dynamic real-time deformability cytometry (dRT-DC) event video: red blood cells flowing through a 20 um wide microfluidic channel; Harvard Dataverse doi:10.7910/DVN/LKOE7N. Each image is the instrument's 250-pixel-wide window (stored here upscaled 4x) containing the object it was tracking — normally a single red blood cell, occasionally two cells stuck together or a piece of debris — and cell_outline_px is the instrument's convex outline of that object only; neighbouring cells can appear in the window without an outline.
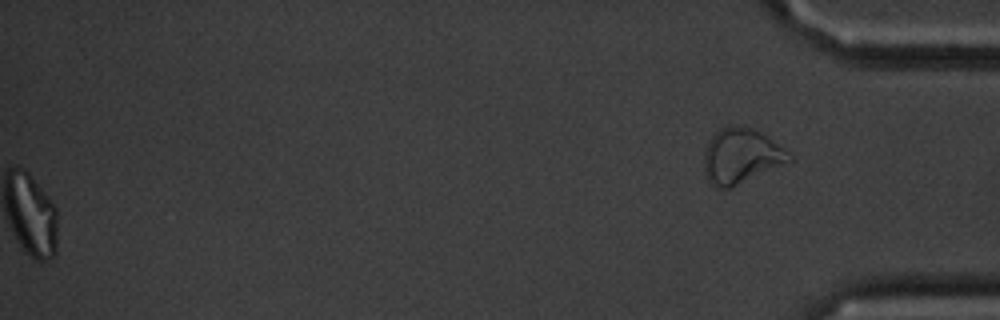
{"species": "common noctule bat (a hibernating species)", "species_latin": "Nyctalus noctula", "temperature_condition": "cold", "stored_images_in_passage": 61, "segment_of_instrument_passage": [2, 2], "camera_frame_rate_fps": 3000, "um_per_image_px": 0.085, "animal": {"sex": "male", "body_mass_g": 20.1, "forearm_length_mm": 53.5}, "frame": {"image": 1, "passage_image": 61, "time_ms": 20.0, "image_size_px": [1000, 320], "cell_outline_px": [[792, 160], [732, 188], [716, 188], [708, 180], [704, 168], [704, 152], [708, 140], [720, 128], [728, 124], [744, 124], [760, 132], [784, 148], [792, 156]], "centroid_in_image_um": [62.96, 13.24], "position_along_channel_um": 372.2, "area_um2": 27.51}}